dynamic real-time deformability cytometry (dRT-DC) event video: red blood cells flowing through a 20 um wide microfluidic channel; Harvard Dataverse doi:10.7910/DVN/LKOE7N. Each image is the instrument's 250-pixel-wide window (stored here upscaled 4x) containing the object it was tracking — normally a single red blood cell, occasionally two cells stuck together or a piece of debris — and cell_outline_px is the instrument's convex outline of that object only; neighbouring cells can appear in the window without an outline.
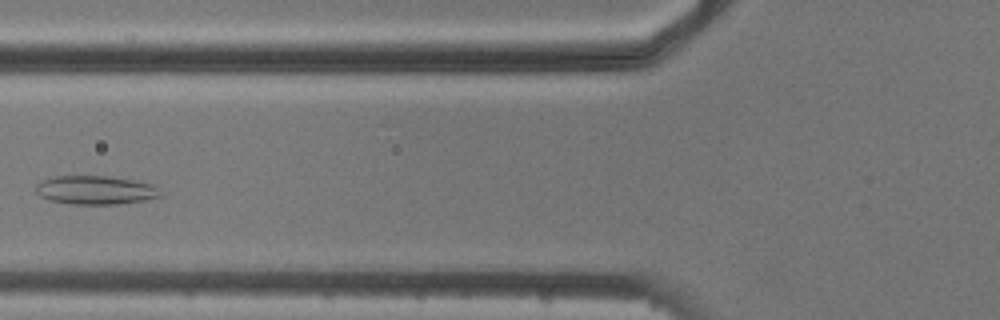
{"species": "common noctule bat (a hibernating species)", "species_latin": "Nyctalus noctula", "temperature_condition": "cold", "stored_images_in_passage": 5, "camera_frame_rate_fps": 3000, "um_per_image_px": 0.085, "animal": {"sex": "male", "body_mass_g": 20.5, "forearm_length_mm": 52.5}, "frame": {"image": 1, "passage_image": 5, "time_ms": 4.667, "image_size_px": [1000, 320], "cell_outline_px": [[164, 196], [144, 200], [120, 204], [72, 204], [48, 200], [40, 196], [36, 192], [36, 184], [44, 180], [56, 176], [108, 176], [156, 184]], "centroid_in_image_um": [8.17, 16.16], "position_along_channel_um": 117.6, "area_um2": 20.98}}